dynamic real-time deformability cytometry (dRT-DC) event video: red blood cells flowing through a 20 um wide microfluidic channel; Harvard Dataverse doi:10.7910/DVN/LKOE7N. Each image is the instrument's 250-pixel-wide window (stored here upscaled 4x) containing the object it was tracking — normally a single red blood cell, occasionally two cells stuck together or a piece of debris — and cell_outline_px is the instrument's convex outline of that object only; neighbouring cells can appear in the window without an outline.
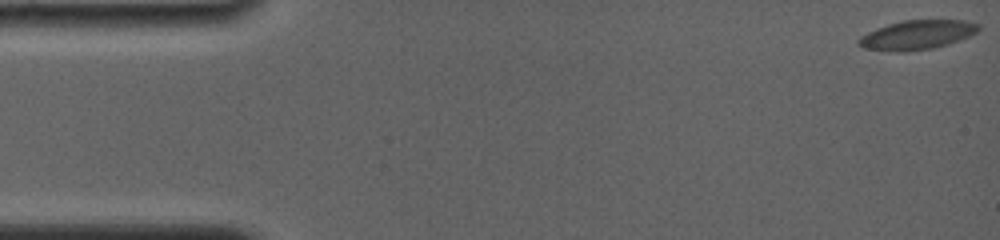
{"species": "common noctule bat (a hibernating species)", "species_latin": "Nyctalus noctula", "temperature_condition": "room temperature", "stored_images_in_passage": 24, "camera_frame_rate_fps": 4000, "um_per_image_px": 0.085, "animal": {"sex": "female", "body_mass_g": 19.0, "forearm_length_mm": 56.7}, "frame": {"image": 1, "passage_image": 1, "time_ms": 0.0, "image_size_px": [1000, 240], "cell_outline_px": [[980, 28], [976, 32], [960, 40], [948, 44], [932, 48], [904, 52], [896, 52], [864, 48], [856, 44], [856, 40], [860, 36], [876, 28], [888, 24], [904, 20], [964, 20], [980, 24]], "centroid_in_image_um": [77.92, 2.97], "position_along_channel_um": 7.1, "area_um2": 20.52}}
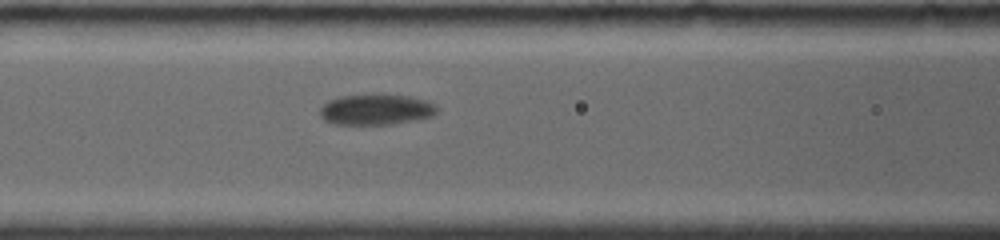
{"frame": {"image": 2, "passage_image": 14, "time_ms": 7.0, "image_size_px": [1000, 240], "cell_outline_px": [[440, 108], [432, 116], [416, 120], [392, 124], [332, 124], [324, 120], [320, 116], [320, 108], [328, 100], [340, 96], [408, 96], [424, 100], [436, 104]], "centroid_in_image_um": [31.96, 9.34], "position_along_channel_um": 134.6, "area_um2": 20.58}}
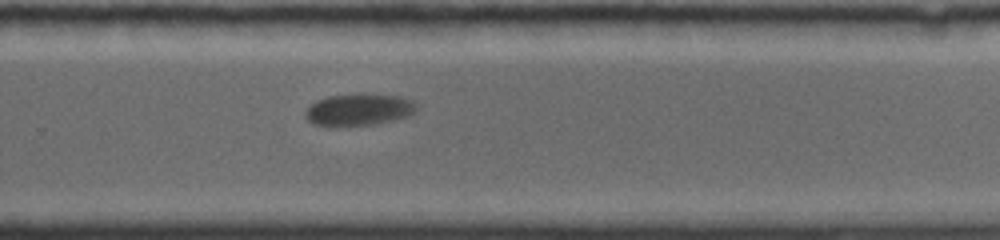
{"frame": {"image": 3, "passage_image": 24, "time_ms": 11.5, "image_size_px": [1000, 240], "cell_outline_px": [[416, 112], [408, 116], [392, 120], [372, 124], [312, 124], [304, 116], [304, 112], [316, 100], [328, 96], [364, 92], [368, 92], [400, 96], [412, 100], [416, 104]], "centroid_in_image_um": [30.54, 9.26], "position_along_channel_um": 299.3, "area_um2": 20.58}}